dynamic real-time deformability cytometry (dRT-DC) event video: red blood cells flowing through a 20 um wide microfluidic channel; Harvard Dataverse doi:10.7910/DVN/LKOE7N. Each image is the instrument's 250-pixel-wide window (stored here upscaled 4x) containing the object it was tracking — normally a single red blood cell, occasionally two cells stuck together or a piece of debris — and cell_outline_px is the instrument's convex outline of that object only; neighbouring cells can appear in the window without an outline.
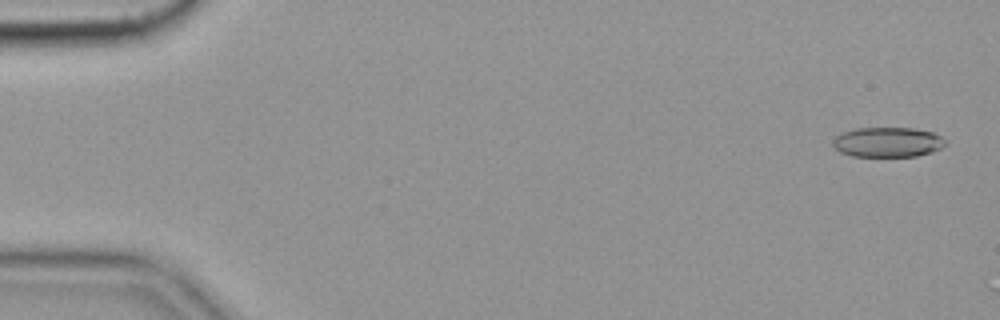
{"species": "common noctule bat (a hibernating species)", "species_latin": "Nyctalus noctula", "temperature_condition": "cold", "stored_images_in_passage": 4, "camera_frame_rate_fps": 3000, "um_per_image_px": 0.085, "animal": {"sex": "female", "body_mass_g": 19.9}, "frame": {"image": 1, "passage_image": 2, "time_ms": 0.333, "image_size_px": [1000, 320], "cell_outline_px": [[948, 144], [932, 152], [916, 156], [852, 156], [840, 152], [832, 144], [832, 140], [840, 132], [856, 128], [912, 128], [932, 132], [948, 140]], "centroid_in_image_um": [75.46, 12.08], "position_along_channel_um": 9.5, "area_um2": 19.77}}